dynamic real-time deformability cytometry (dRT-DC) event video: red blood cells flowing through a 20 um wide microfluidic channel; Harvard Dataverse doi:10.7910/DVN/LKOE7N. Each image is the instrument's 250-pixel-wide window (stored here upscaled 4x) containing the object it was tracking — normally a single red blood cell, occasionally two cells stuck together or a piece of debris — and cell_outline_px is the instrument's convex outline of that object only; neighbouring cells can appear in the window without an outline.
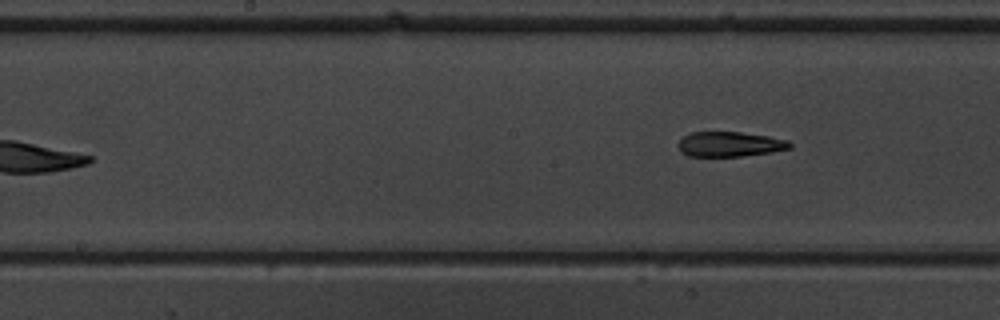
{"species": "common noctule bat (a hibernating species)", "species_latin": "Nyctalus noctula", "temperature_condition": "warm", "stored_images_in_passage": 10, "camera_frame_rate_fps": 3000, "um_per_image_px": 0.085, "animal": {"sex": "male", "body_mass_g": 19.5, "forearm_length_mm": 54.6}, "frame": {"image": 1, "passage_image": 10, "time_ms": 10.333, "image_size_px": [1000, 320], "cell_outline_px": [[792, 148], [772, 152], [740, 156], [688, 156], [680, 152], [676, 144], [684, 136], [692, 132], [740, 132], [768, 136], [788, 140], [792, 144]], "centroid_in_image_um": [62.02, 12.26], "position_along_channel_um": 186.2, "area_um2": 16.3}}